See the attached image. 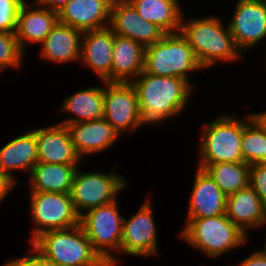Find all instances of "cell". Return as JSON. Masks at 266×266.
Listing matches in <instances>:
<instances>
[{
  "mask_svg": "<svg viewBox=\"0 0 266 266\" xmlns=\"http://www.w3.org/2000/svg\"><path fill=\"white\" fill-rule=\"evenodd\" d=\"M134 86L143 123L146 125L173 118L186 108L192 82L179 77L155 76L142 72Z\"/></svg>",
  "mask_w": 266,
  "mask_h": 266,
  "instance_id": "cell-1",
  "label": "cell"
},
{
  "mask_svg": "<svg viewBox=\"0 0 266 266\" xmlns=\"http://www.w3.org/2000/svg\"><path fill=\"white\" fill-rule=\"evenodd\" d=\"M181 34L192 47L200 65L207 68L217 62L235 61L242 52L236 46L229 26L217 16L181 21Z\"/></svg>",
  "mask_w": 266,
  "mask_h": 266,
  "instance_id": "cell-2",
  "label": "cell"
},
{
  "mask_svg": "<svg viewBox=\"0 0 266 266\" xmlns=\"http://www.w3.org/2000/svg\"><path fill=\"white\" fill-rule=\"evenodd\" d=\"M31 244L61 266H109L94 250L81 224L44 232Z\"/></svg>",
  "mask_w": 266,
  "mask_h": 266,
  "instance_id": "cell-3",
  "label": "cell"
},
{
  "mask_svg": "<svg viewBox=\"0 0 266 266\" xmlns=\"http://www.w3.org/2000/svg\"><path fill=\"white\" fill-rule=\"evenodd\" d=\"M180 237L210 258H218L248 241V236L226 214L187 219Z\"/></svg>",
  "mask_w": 266,
  "mask_h": 266,
  "instance_id": "cell-4",
  "label": "cell"
},
{
  "mask_svg": "<svg viewBox=\"0 0 266 266\" xmlns=\"http://www.w3.org/2000/svg\"><path fill=\"white\" fill-rule=\"evenodd\" d=\"M202 68L181 32L167 33L158 42L145 47L144 73L179 77L190 82L187 74Z\"/></svg>",
  "mask_w": 266,
  "mask_h": 266,
  "instance_id": "cell-5",
  "label": "cell"
},
{
  "mask_svg": "<svg viewBox=\"0 0 266 266\" xmlns=\"http://www.w3.org/2000/svg\"><path fill=\"white\" fill-rule=\"evenodd\" d=\"M232 115L220 116L202 127L198 164L243 162L242 130L251 117L246 115L244 121Z\"/></svg>",
  "mask_w": 266,
  "mask_h": 266,
  "instance_id": "cell-6",
  "label": "cell"
},
{
  "mask_svg": "<svg viewBox=\"0 0 266 266\" xmlns=\"http://www.w3.org/2000/svg\"><path fill=\"white\" fill-rule=\"evenodd\" d=\"M117 201L89 209L80 216V224L94 250L109 266H117L119 260L114 254L121 250L124 217L120 216Z\"/></svg>",
  "mask_w": 266,
  "mask_h": 266,
  "instance_id": "cell-7",
  "label": "cell"
},
{
  "mask_svg": "<svg viewBox=\"0 0 266 266\" xmlns=\"http://www.w3.org/2000/svg\"><path fill=\"white\" fill-rule=\"evenodd\" d=\"M30 213L35 226L31 243L42 233L80 224L70 193L30 192Z\"/></svg>",
  "mask_w": 266,
  "mask_h": 266,
  "instance_id": "cell-8",
  "label": "cell"
},
{
  "mask_svg": "<svg viewBox=\"0 0 266 266\" xmlns=\"http://www.w3.org/2000/svg\"><path fill=\"white\" fill-rule=\"evenodd\" d=\"M80 171L78 167L70 192L75 210L80 216L85 210L115 201L117 194L128 185L121 174L112 171L108 174Z\"/></svg>",
  "mask_w": 266,
  "mask_h": 266,
  "instance_id": "cell-9",
  "label": "cell"
},
{
  "mask_svg": "<svg viewBox=\"0 0 266 266\" xmlns=\"http://www.w3.org/2000/svg\"><path fill=\"white\" fill-rule=\"evenodd\" d=\"M104 117L121 134L143 125L137 92L131 83L103 82Z\"/></svg>",
  "mask_w": 266,
  "mask_h": 266,
  "instance_id": "cell-10",
  "label": "cell"
},
{
  "mask_svg": "<svg viewBox=\"0 0 266 266\" xmlns=\"http://www.w3.org/2000/svg\"><path fill=\"white\" fill-rule=\"evenodd\" d=\"M231 18L228 26L242 53L266 38V0H237Z\"/></svg>",
  "mask_w": 266,
  "mask_h": 266,
  "instance_id": "cell-11",
  "label": "cell"
},
{
  "mask_svg": "<svg viewBox=\"0 0 266 266\" xmlns=\"http://www.w3.org/2000/svg\"><path fill=\"white\" fill-rule=\"evenodd\" d=\"M138 212L129 220L123 218L120 252L130 256L157 255V231L153 216L152 202L145 200Z\"/></svg>",
  "mask_w": 266,
  "mask_h": 266,
  "instance_id": "cell-12",
  "label": "cell"
},
{
  "mask_svg": "<svg viewBox=\"0 0 266 266\" xmlns=\"http://www.w3.org/2000/svg\"><path fill=\"white\" fill-rule=\"evenodd\" d=\"M109 27L115 35L128 37L144 47L153 45L166 34L154 23L144 20L128 0H113Z\"/></svg>",
  "mask_w": 266,
  "mask_h": 266,
  "instance_id": "cell-13",
  "label": "cell"
},
{
  "mask_svg": "<svg viewBox=\"0 0 266 266\" xmlns=\"http://www.w3.org/2000/svg\"><path fill=\"white\" fill-rule=\"evenodd\" d=\"M115 34L109 26L84 31L81 38L80 60L91 68L102 82H112V53Z\"/></svg>",
  "mask_w": 266,
  "mask_h": 266,
  "instance_id": "cell-14",
  "label": "cell"
},
{
  "mask_svg": "<svg viewBox=\"0 0 266 266\" xmlns=\"http://www.w3.org/2000/svg\"><path fill=\"white\" fill-rule=\"evenodd\" d=\"M35 129L38 162L50 164L79 165L77 153L66 125L56 124Z\"/></svg>",
  "mask_w": 266,
  "mask_h": 266,
  "instance_id": "cell-15",
  "label": "cell"
},
{
  "mask_svg": "<svg viewBox=\"0 0 266 266\" xmlns=\"http://www.w3.org/2000/svg\"><path fill=\"white\" fill-rule=\"evenodd\" d=\"M186 219L226 214L227 196L204 169L197 167Z\"/></svg>",
  "mask_w": 266,
  "mask_h": 266,
  "instance_id": "cell-16",
  "label": "cell"
},
{
  "mask_svg": "<svg viewBox=\"0 0 266 266\" xmlns=\"http://www.w3.org/2000/svg\"><path fill=\"white\" fill-rule=\"evenodd\" d=\"M112 2L113 0H72L58 12L59 22L82 32L105 28L110 24Z\"/></svg>",
  "mask_w": 266,
  "mask_h": 266,
  "instance_id": "cell-17",
  "label": "cell"
},
{
  "mask_svg": "<svg viewBox=\"0 0 266 266\" xmlns=\"http://www.w3.org/2000/svg\"><path fill=\"white\" fill-rule=\"evenodd\" d=\"M67 128L81 158L111 147L120 136L105 118L72 123Z\"/></svg>",
  "mask_w": 266,
  "mask_h": 266,
  "instance_id": "cell-18",
  "label": "cell"
},
{
  "mask_svg": "<svg viewBox=\"0 0 266 266\" xmlns=\"http://www.w3.org/2000/svg\"><path fill=\"white\" fill-rule=\"evenodd\" d=\"M265 214L266 207L250 185L227 196L226 215L247 236L248 229L263 225Z\"/></svg>",
  "mask_w": 266,
  "mask_h": 266,
  "instance_id": "cell-19",
  "label": "cell"
},
{
  "mask_svg": "<svg viewBox=\"0 0 266 266\" xmlns=\"http://www.w3.org/2000/svg\"><path fill=\"white\" fill-rule=\"evenodd\" d=\"M38 7L30 10L31 7L25 1L18 12L15 35L23 53L26 44L42 43L59 21L57 12Z\"/></svg>",
  "mask_w": 266,
  "mask_h": 266,
  "instance_id": "cell-20",
  "label": "cell"
},
{
  "mask_svg": "<svg viewBox=\"0 0 266 266\" xmlns=\"http://www.w3.org/2000/svg\"><path fill=\"white\" fill-rule=\"evenodd\" d=\"M83 32L69 25L57 22L40 44V55L53 63L74 62L80 59Z\"/></svg>",
  "mask_w": 266,
  "mask_h": 266,
  "instance_id": "cell-21",
  "label": "cell"
},
{
  "mask_svg": "<svg viewBox=\"0 0 266 266\" xmlns=\"http://www.w3.org/2000/svg\"><path fill=\"white\" fill-rule=\"evenodd\" d=\"M38 162V148L35 129L30 130L7 142L0 149V172L7 175L15 183V170L31 172Z\"/></svg>",
  "mask_w": 266,
  "mask_h": 266,
  "instance_id": "cell-22",
  "label": "cell"
},
{
  "mask_svg": "<svg viewBox=\"0 0 266 266\" xmlns=\"http://www.w3.org/2000/svg\"><path fill=\"white\" fill-rule=\"evenodd\" d=\"M145 47L121 35L114 36L112 82L131 83L142 72Z\"/></svg>",
  "mask_w": 266,
  "mask_h": 266,
  "instance_id": "cell-23",
  "label": "cell"
},
{
  "mask_svg": "<svg viewBox=\"0 0 266 266\" xmlns=\"http://www.w3.org/2000/svg\"><path fill=\"white\" fill-rule=\"evenodd\" d=\"M79 165L37 162L31 169L30 192L70 193Z\"/></svg>",
  "mask_w": 266,
  "mask_h": 266,
  "instance_id": "cell-24",
  "label": "cell"
},
{
  "mask_svg": "<svg viewBox=\"0 0 266 266\" xmlns=\"http://www.w3.org/2000/svg\"><path fill=\"white\" fill-rule=\"evenodd\" d=\"M60 111L75 114L72 118L59 123L70 125L72 123L92 121L104 117V86L89 87L65 98Z\"/></svg>",
  "mask_w": 266,
  "mask_h": 266,
  "instance_id": "cell-25",
  "label": "cell"
},
{
  "mask_svg": "<svg viewBox=\"0 0 266 266\" xmlns=\"http://www.w3.org/2000/svg\"><path fill=\"white\" fill-rule=\"evenodd\" d=\"M138 14L167 33L180 32L182 9L178 0H128Z\"/></svg>",
  "mask_w": 266,
  "mask_h": 266,
  "instance_id": "cell-26",
  "label": "cell"
},
{
  "mask_svg": "<svg viewBox=\"0 0 266 266\" xmlns=\"http://www.w3.org/2000/svg\"><path fill=\"white\" fill-rule=\"evenodd\" d=\"M228 196L249 185L250 164L245 162L198 164Z\"/></svg>",
  "mask_w": 266,
  "mask_h": 266,
  "instance_id": "cell-27",
  "label": "cell"
},
{
  "mask_svg": "<svg viewBox=\"0 0 266 266\" xmlns=\"http://www.w3.org/2000/svg\"><path fill=\"white\" fill-rule=\"evenodd\" d=\"M241 154L247 164L266 163V135L252 119L242 130Z\"/></svg>",
  "mask_w": 266,
  "mask_h": 266,
  "instance_id": "cell-28",
  "label": "cell"
},
{
  "mask_svg": "<svg viewBox=\"0 0 266 266\" xmlns=\"http://www.w3.org/2000/svg\"><path fill=\"white\" fill-rule=\"evenodd\" d=\"M23 54L15 32L6 33L0 31V72L7 68L20 69L19 67L23 63Z\"/></svg>",
  "mask_w": 266,
  "mask_h": 266,
  "instance_id": "cell-29",
  "label": "cell"
},
{
  "mask_svg": "<svg viewBox=\"0 0 266 266\" xmlns=\"http://www.w3.org/2000/svg\"><path fill=\"white\" fill-rule=\"evenodd\" d=\"M26 0H0V31L12 33L17 28V17Z\"/></svg>",
  "mask_w": 266,
  "mask_h": 266,
  "instance_id": "cell-30",
  "label": "cell"
},
{
  "mask_svg": "<svg viewBox=\"0 0 266 266\" xmlns=\"http://www.w3.org/2000/svg\"><path fill=\"white\" fill-rule=\"evenodd\" d=\"M249 185L259 195L262 203L266 207V163L250 165Z\"/></svg>",
  "mask_w": 266,
  "mask_h": 266,
  "instance_id": "cell-31",
  "label": "cell"
},
{
  "mask_svg": "<svg viewBox=\"0 0 266 266\" xmlns=\"http://www.w3.org/2000/svg\"><path fill=\"white\" fill-rule=\"evenodd\" d=\"M240 266H266V253L259 250L252 253L239 264Z\"/></svg>",
  "mask_w": 266,
  "mask_h": 266,
  "instance_id": "cell-32",
  "label": "cell"
},
{
  "mask_svg": "<svg viewBox=\"0 0 266 266\" xmlns=\"http://www.w3.org/2000/svg\"><path fill=\"white\" fill-rule=\"evenodd\" d=\"M27 254H29L38 266H61L58 263H54L50 258L41 253L33 244L31 250Z\"/></svg>",
  "mask_w": 266,
  "mask_h": 266,
  "instance_id": "cell-33",
  "label": "cell"
},
{
  "mask_svg": "<svg viewBox=\"0 0 266 266\" xmlns=\"http://www.w3.org/2000/svg\"><path fill=\"white\" fill-rule=\"evenodd\" d=\"M15 186L16 183L13 180L0 172V203L6 198L5 196H8Z\"/></svg>",
  "mask_w": 266,
  "mask_h": 266,
  "instance_id": "cell-34",
  "label": "cell"
},
{
  "mask_svg": "<svg viewBox=\"0 0 266 266\" xmlns=\"http://www.w3.org/2000/svg\"><path fill=\"white\" fill-rule=\"evenodd\" d=\"M70 1L72 0H36L35 5L58 13Z\"/></svg>",
  "mask_w": 266,
  "mask_h": 266,
  "instance_id": "cell-35",
  "label": "cell"
},
{
  "mask_svg": "<svg viewBox=\"0 0 266 266\" xmlns=\"http://www.w3.org/2000/svg\"><path fill=\"white\" fill-rule=\"evenodd\" d=\"M4 266H38L37 263L29 256L20 257L5 263Z\"/></svg>",
  "mask_w": 266,
  "mask_h": 266,
  "instance_id": "cell-36",
  "label": "cell"
},
{
  "mask_svg": "<svg viewBox=\"0 0 266 266\" xmlns=\"http://www.w3.org/2000/svg\"><path fill=\"white\" fill-rule=\"evenodd\" d=\"M250 117L266 135V111L261 113L251 114Z\"/></svg>",
  "mask_w": 266,
  "mask_h": 266,
  "instance_id": "cell-37",
  "label": "cell"
},
{
  "mask_svg": "<svg viewBox=\"0 0 266 266\" xmlns=\"http://www.w3.org/2000/svg\"><path fill=\"white\" fill-rule=\"evenodd\" d=\"M264 249H262L261 251L266 253V241H265V246L263 247Z\"/></svg>",
  "mask_w": 266,
  "mask_h": 266,
  "instance_id": "cell-38",
  "label": "cell"
}]
</instances>
